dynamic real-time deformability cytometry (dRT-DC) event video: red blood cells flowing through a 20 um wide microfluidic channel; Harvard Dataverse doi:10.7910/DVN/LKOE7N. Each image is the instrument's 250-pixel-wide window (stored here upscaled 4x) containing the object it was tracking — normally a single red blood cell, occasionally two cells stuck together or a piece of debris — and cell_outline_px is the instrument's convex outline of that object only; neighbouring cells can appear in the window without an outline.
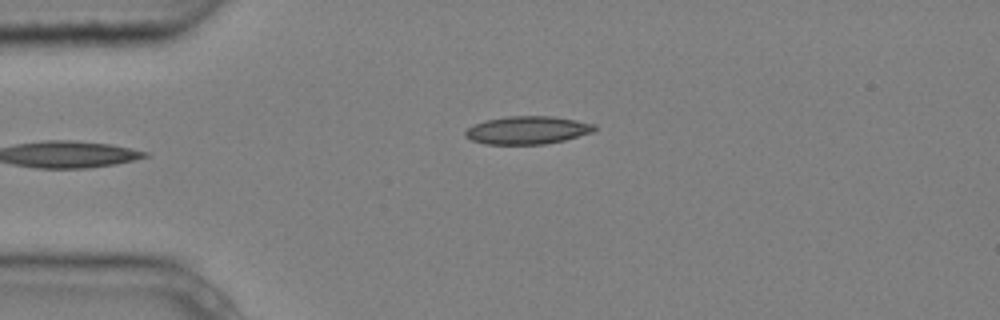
{"species": "common noctule bat (a hibernating species)", "species_latin": "Nyctalus noctula", "temperature_condition": "cold", "stored_images_in_passage": 4, "camera_frame_rate_fps": 3000, "um_per_image_px": 0.085, "animal": {"sex": "male", "body_mass_g": 20.4}, "frame": {"image": 1, "passage_image": 4, "time_ms": 1.0, "image_size_px": [1000, 320], "cell_outline_px": [[596, 128], [592, 132], [564, 140], [544, 144], [484, 144], [472, 140], [464, 136], [464, 132], [468, 128], [484, 120], [508, 116], [552, 116], [576, 120], [596, 124]], "centroid_in_image_um": [44.82, 11.06], "position_along_channel_um": 40.2, "area_um2": 20.98}}